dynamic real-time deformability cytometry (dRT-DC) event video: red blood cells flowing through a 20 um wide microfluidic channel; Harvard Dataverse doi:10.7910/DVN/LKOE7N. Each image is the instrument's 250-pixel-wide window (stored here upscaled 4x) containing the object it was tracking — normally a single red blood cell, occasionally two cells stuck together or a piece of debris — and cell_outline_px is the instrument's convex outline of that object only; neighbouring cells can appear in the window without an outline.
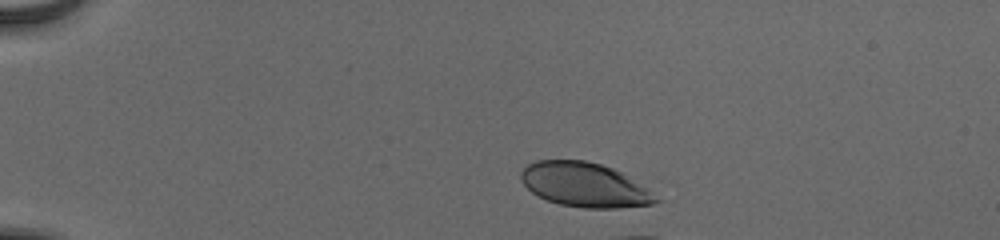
{"species": "human", "species_latin": "Homo sapiens", "temperature_condition": "cold", "stored_images_in_passage": 38, "camera_frame_rate_fps": 3000, "um_per_image_px": 0.085, "donor": {"sex": "male"}, "frame": {"image": 1, "passage_image": 1, "time_ms": 0.0, "image_size_px": [1000, 240], "cell_outline_px": [[664, 200], [652, 204], [620, 208], [584, 208], [560, 204], [548, 200], [532, 192], [520, 180], [520, 172], [528, 164], [536, 160], [584, 160], [600, 164], [612, 168], [620, 172], [648, 188]], "centroid_in_image_um": [49.73, 15.72], "position_along_channel_um": 35.3, "area_um2": 34.91}}
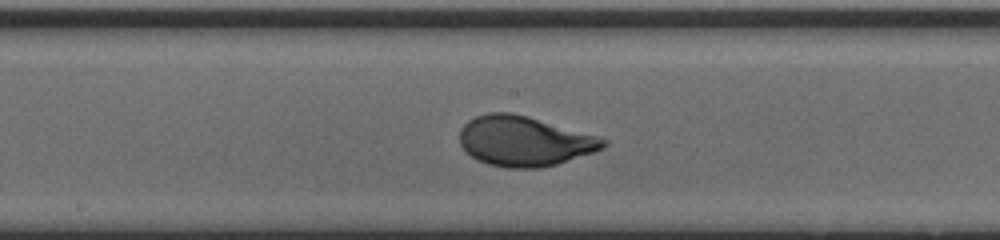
{"frame": {"image": 2, "passage_image": 20, "time_ms": 6.333, "image_size_px": [1000, 240], "cell_outline_px": [[608, 144], [604, 148], [556, 164], [540, 168], [504, 168], [488, 164], [472, 156], [460, 144], [460, 128], [468, 120], [476, 116], [488, 112], [512, 112], [528, 116], [600, 136], [608, 140]], "centroid_in_image_um": [44.58, 11.98], "position_along_channel_um": 203.6, "area_um2": 41.91}}
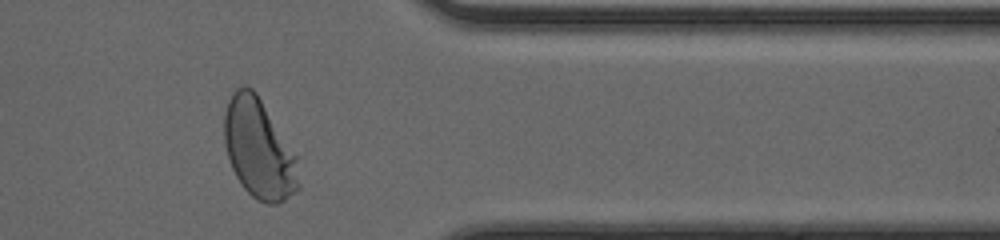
{"frame": {"image": 3, "passage_image": 35, "time_ms": 11.333, "image_size_px": [1000, 240], "cell_outline_px": [[300, 188], [284, 200], [276, 204], [268, 204], [256, 200], [244, 188], [236, 176], [232, 168], [224, 144], [224, 112], [228, 100], [236, 88], [244, 84], [252, 88], [256, 92], [300, 156]], "centroid_in_image_um": [22.06, 12.65], "position_along_channel_um": 389.3, "area_um2": 44.27}, "authors_computed_cell_mechanics": {"area_um2": 40.5756, "velocity_mm_per_s": 3.8756, "shape_relaxation_time_tau1_ms": 2.6435, "shape_relaxation_time_tau2_ms": null, "deformation_change_tau1": 0.1617, "deformation_change_tau2": null}}